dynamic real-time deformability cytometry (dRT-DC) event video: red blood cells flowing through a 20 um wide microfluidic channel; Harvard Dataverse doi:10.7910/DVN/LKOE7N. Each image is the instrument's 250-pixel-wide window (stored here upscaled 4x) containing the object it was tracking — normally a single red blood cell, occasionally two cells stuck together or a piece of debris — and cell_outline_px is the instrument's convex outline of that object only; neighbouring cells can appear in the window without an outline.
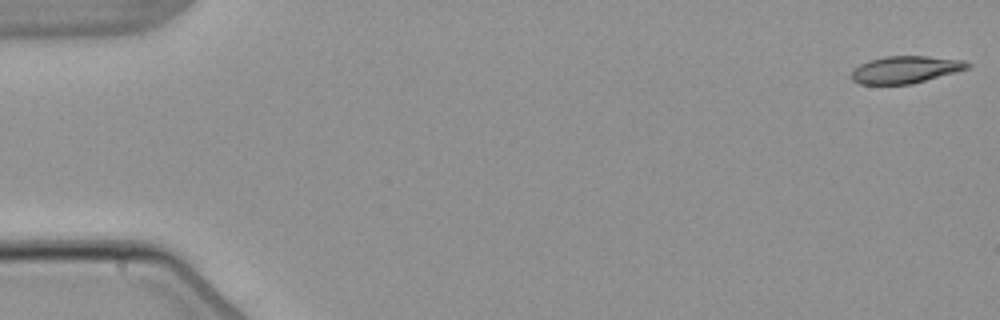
{"species": "common noctule bat (a hibernating species)", "species_latin": "Nyctalus noctula", "temperature_condition": "warm", "stored_images_in_passage": 5, "camera_frame_rate_fps": 3000, "um_per_image_px": 0.085, "animal": {"sex": "male", "body_mass_g": 21.5, "forearm_length_mm": 52.0}, "frame": {"image": 1, "passage_image": 1, "time_ms": 0.0, "image_size_px": [1000, 320], "cell_outline_px": [[972, 64], [968, 68], [912, 84], [860, 84], [852, 80], [848, 76], [860, 64], [868, 60], [884, 56], [928, 56], [964, 60]], "centroid_in_image_um": [76.93, 5.91], "position_along_channel_um": 8.1, "area_um2": 18.38}}
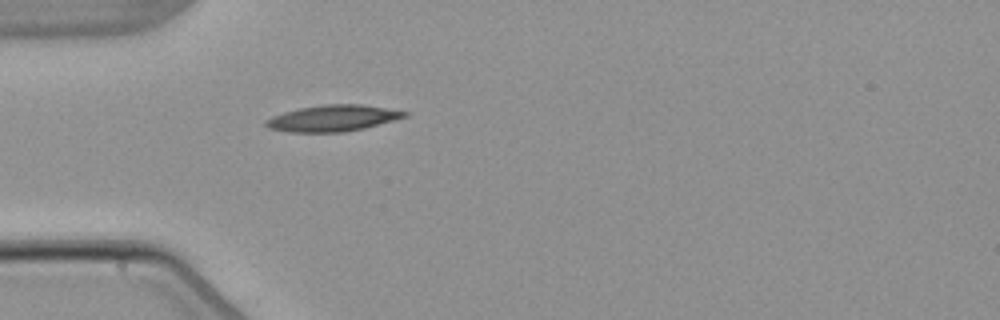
{"frame": {"image": 2, "passage_image": 5, "time_ms": 5.0, "image_size_px": [1000, 320], "cell_outline_px": [[408, 116], [364, 128], [344, 132], [288, 132], [268, 128], [264, 124], [264, 120], [272, 116], [284, 112], [300, 108], [324, 104], [360, 104], [408, 112]], "centroid_in_image_um": [28.24, 10.05], "position_along_channel_um": 56.8, "area_um2": 21.1}}